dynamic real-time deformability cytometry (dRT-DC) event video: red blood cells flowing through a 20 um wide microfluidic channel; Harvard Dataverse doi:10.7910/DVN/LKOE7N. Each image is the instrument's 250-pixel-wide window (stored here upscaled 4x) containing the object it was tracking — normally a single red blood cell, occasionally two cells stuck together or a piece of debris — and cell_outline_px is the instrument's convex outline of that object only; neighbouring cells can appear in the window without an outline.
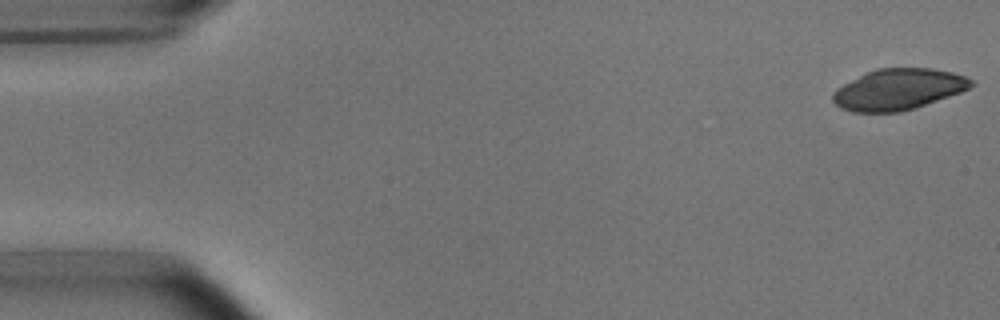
{"species": "common noctule bat (a hibernating species)", "species_latin": "Nyctalus noctula", "temperature_condition": "room temperature", "stored_images_in_passage": 10, "camera_frame_rate_fps": 3000, "um_per_image_px": 0.085, "animal": {"sex": "male", "body_mass_g": 15.6}, "frame": {"image": 1, "passage_image": 1, "time_ms": 0.0, "image_size_px": [1000, 320], "cell_outline_px": [[976, 84], [960, 92], [916, 108], [900, 112], [852, 112], [840, 108], [832, 100], [832, 96], [836, 88], [876, 68], [932, 68], [952, 72], [976, 80]], "centroid_in_image_um": [76.38, 7.6], "position_along_channel_um": 8.6, "area_um2": 33.06}}